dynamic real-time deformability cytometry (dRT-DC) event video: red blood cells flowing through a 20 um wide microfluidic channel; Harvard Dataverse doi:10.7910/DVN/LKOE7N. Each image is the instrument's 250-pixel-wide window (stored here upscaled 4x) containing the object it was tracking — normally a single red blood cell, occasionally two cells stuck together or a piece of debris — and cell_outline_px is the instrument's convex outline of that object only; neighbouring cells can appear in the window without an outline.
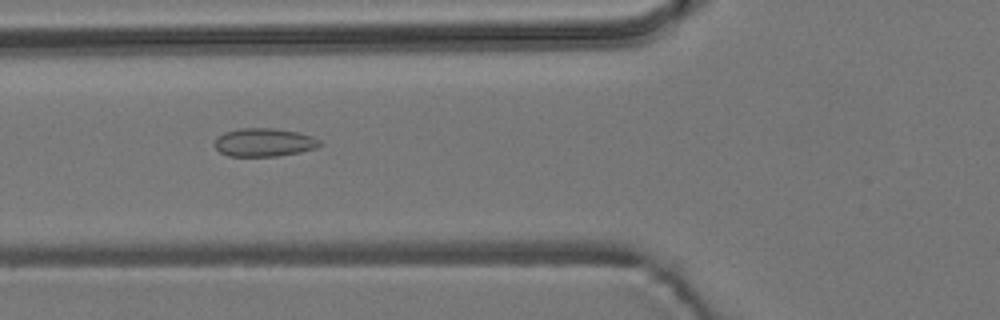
{"species": "common noctule bat (a hibernating species)", "species_latin": "Nyctalus noctula", "temperature_condition": "room temperature", "stored_images_in_passage": 8, "camera_frame_rate_fps": 3000, "um_per_image_px": 0.085, "animal": {"sex": "male", "body_mass_g": 19.2, "forearm_length_mm": 51.8}, "frame": {"image": 1, "passage_image": 7, "time_ms": 7.0, "image_size_px": [1000, 320], "cell_outline_px": [[324, 144], [316, 148], [300, 152], [276, 156], [228, 156], [220, 152], [212, 144], [216, 136], [224, 132], [240, 128], [276, 128], [300, 132], [312, 136], [320, 140]], "centroid_in_image_um": [22.44, 12.09], "position_along_channel_um": 103.4, "area_um2": 17.69}}
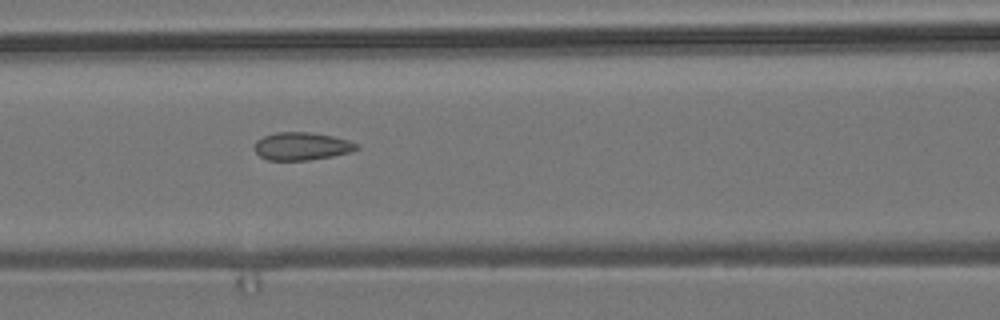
{"frame": {"image": 2, "passage_image": 8, "time_ms": 8.0, "image_size_px": [1000, 320], "cell_outline_px": [[360, 148], [348, 152], [332, 156], [308, 160], [268, 160], [260, 156], [252, 148], [256, 140], [264, 136], [276, 132], [312, 132], [332, 136], [348, 140], [360, 144]], "centroid_in_image_um": [25.63, 12.42], "position_along_channel_um": 141.0, "area_um2": 16.65}}